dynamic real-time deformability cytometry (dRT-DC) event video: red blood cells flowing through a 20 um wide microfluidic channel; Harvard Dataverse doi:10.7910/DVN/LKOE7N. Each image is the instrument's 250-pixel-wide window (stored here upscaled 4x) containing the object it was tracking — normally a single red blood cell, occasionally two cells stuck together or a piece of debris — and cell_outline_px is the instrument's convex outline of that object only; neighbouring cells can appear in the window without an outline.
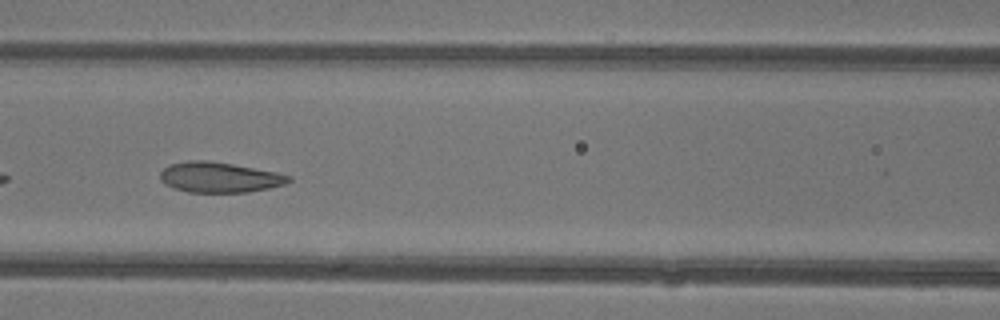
{"species": "common noctule bat (a hibernating species)", "species_latin": "Nyctalus noctula", "temperature_condition": "warm", "stored_images_in_passage": 20, "camera_frame_rate_fps": 3000, "um_per_image_px": 0.085, "animal": {"sex": "female"}, "frame": {"image": 1, "passage_image": 6, "time_ms": 1.667, "image_size_px": [1000, 320], "cell_outline_px": [[292, 180], [284, 184], [268, 188], [248, 192], [188, 192], [172, 188], [164, 184], [160, 180], [160, 172], [168, 164], [188, 160], [208, 160], [232, 164], [276, 172], [292, 176]], "centroid_in_image_um": [18.61, 15.07], "position_along_channel_um": 148.0, "area_um2": 22.83}}
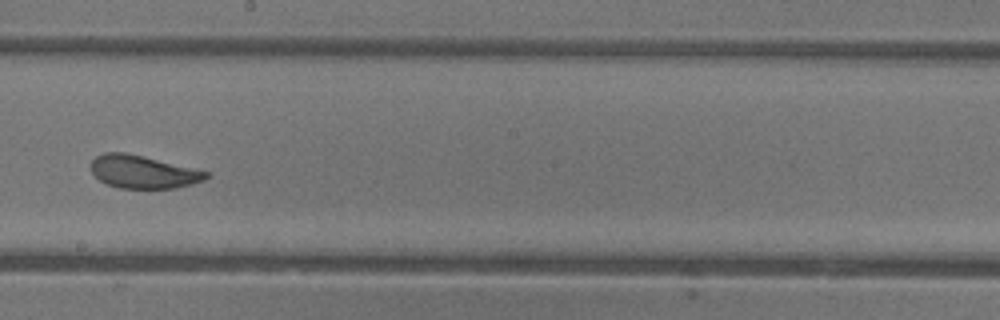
{"frame": {"image": 2, "passage_image": 12, "time_ms": 3.667, "image_size_px": [1000, 320], "cell_outline_px": [[208, 176], [204, 180], [192, 184], [176, 188], [120, 188], [108, 184], [100, 180], [92, 172], [92, 160], [96, 156], [104, 152], [124, 152], [208, 172]], "centroid_in_image_um": [12.14, 14.61], "position_along_channel_um": 236.1, "area_um2": 21.56}}
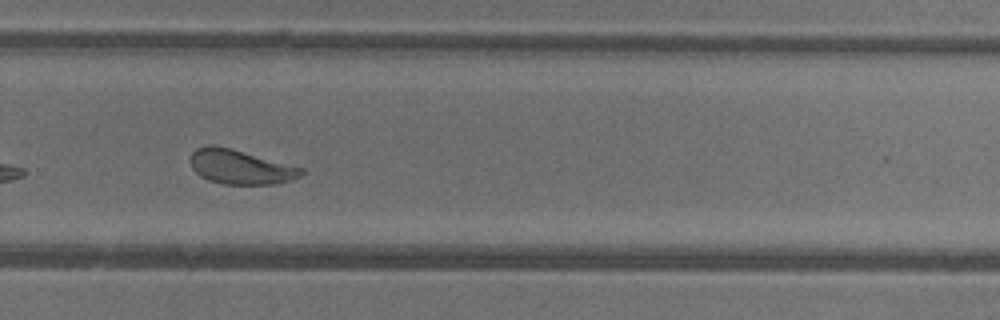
{"frame": {"image": 3, "passage_image": 17, "time_ms": 5.333, "image_size_px": [1000, 320], "cell_outline_px": [[304, 172], [300, 176], [292, 180], [276, 184], [220, 184], [208, 180], [200, 176], [192, 168], [188, 160], [192, 152], [196, 148], [208, 144], [216, 144], [304, 168]], "centroid_in_image_um": [20.39, 14.18], "position_along_channel_um": 309.4, "area_um2": 22.54}}